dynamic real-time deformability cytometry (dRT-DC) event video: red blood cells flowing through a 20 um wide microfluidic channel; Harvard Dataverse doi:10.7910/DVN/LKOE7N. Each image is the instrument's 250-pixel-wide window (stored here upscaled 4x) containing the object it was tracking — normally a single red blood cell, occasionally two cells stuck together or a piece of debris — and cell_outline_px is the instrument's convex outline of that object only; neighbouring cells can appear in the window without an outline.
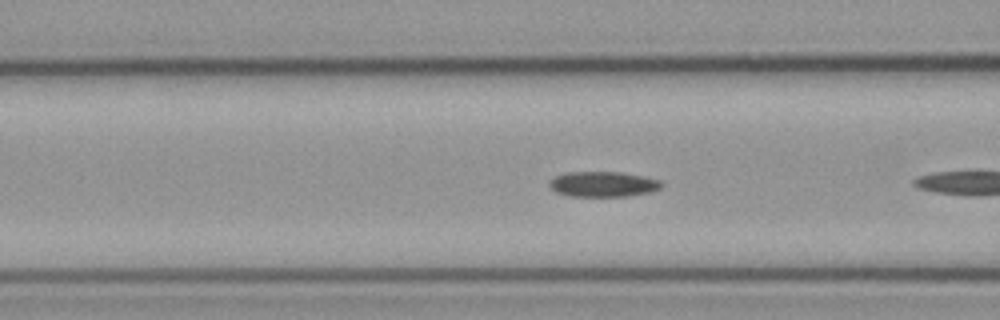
{"species": "common noctule bat (a hibernating species)", "species_latin": "Nyctalus noctula", "temperature_condition": "cold", "stored_images_in_passage": 6, "camera_frame_rate_fps": 3000, "um_per_image_px": 0.085, "animal": {"sex": "male", "body_mass_g": 23.1, "forearm_length_mm": 52.7}, "frame": {"image": 1, "passage_image": 5, "time_ms": 1.333, "image_size_px": [1000, 320], "cell_outline_px": [[664, 184], [660, 188], [652, 192], [628, 196], [568, 196], [556, 192], [548, 184], [556, 176], [564, 172], [620, 172], [644, 176], [660, 180]], "centroid_in_image_um": [51.29, 15.65], "position_along_channel_um": 115.3, "area_um2": 16.59}}